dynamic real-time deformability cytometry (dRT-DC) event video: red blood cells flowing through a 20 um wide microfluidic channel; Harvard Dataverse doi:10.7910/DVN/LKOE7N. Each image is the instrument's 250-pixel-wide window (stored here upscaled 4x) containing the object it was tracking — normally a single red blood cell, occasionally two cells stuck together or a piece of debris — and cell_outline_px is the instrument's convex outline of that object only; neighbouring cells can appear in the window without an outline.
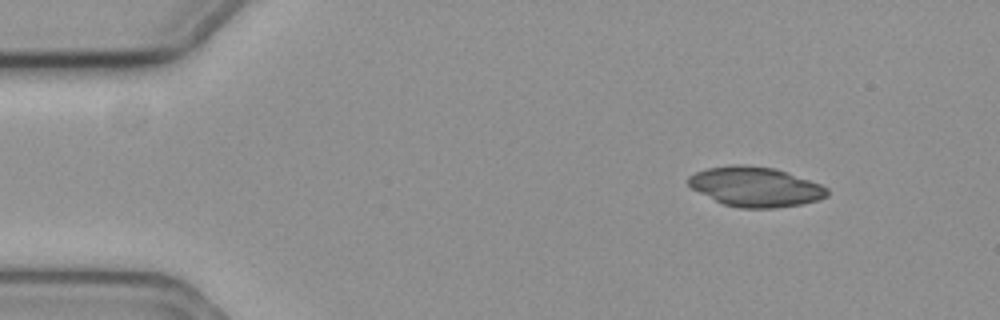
{"species": "common noctule bat (a hibernating species)", "species_latin": "Nyctalus noctula", "temperature_condition": "cold", "stored_images_in_passage": 4, "camera_frame_rate_fps": 3000, "um_per_image_px": 0.085, "animal": {"sex": "female", "body_mass_g": 19.3, "forearm_length_mm": 54.1}, "frame": {"image": 1, "passage_image": 1, "time_ms": 0.0, "image_size_px": [1000, 320], "cell_outline_px": [[828, 196], [820, 200], [800, 204], [776, 208], [740, 208], [724, 204], [692, 188], [688, 184], [688, 176], [696, 172], [708, 168], [732, 164], [744, 164], [772, 168], [820, 184], [828, 188]], "centroid_in_image_um": [64.21, 15.88], "position_along_channel_um": 20.8, "area_um2": 31.79}}